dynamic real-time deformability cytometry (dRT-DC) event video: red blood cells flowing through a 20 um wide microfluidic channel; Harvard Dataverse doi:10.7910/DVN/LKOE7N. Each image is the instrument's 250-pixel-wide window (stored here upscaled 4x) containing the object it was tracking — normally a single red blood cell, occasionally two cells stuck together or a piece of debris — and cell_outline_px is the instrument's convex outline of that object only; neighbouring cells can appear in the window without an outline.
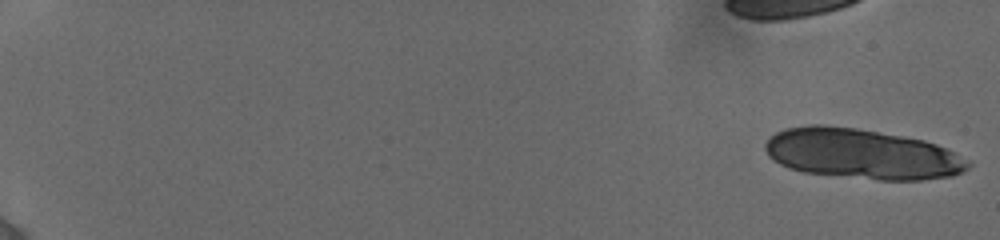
{"species": "human", "species_latin": "Homo sapiens", "temperature_condition": "cold", "stored_images_in_passage": 26, "segment_of_instrument_passage": [1, 2], "camera_frame_rate_fps": 3000, "um_per_image_px": 0.085, "donor": {"sex": "female"}, "frame": {"image": 1, "passage_image": 1, "time_ms": 0.0, "image_size_px": [1000, 240], "cell_outline_px": [[972, 164], [968, 168], [952, 176], [920, 180], [880, 180], [804, 172], [788, 168], [772, 160], [768, 156], [764, 148], [764, 144], [768, 136], [784, 128], [812, 124], [824, 124], [856, 128], [924, 140], [936, 144], [952, 152]], "centroid_in_image_um": [73.17, 13.07], "position_along_channel_um": 11.8, "area_um2": 59.3}}